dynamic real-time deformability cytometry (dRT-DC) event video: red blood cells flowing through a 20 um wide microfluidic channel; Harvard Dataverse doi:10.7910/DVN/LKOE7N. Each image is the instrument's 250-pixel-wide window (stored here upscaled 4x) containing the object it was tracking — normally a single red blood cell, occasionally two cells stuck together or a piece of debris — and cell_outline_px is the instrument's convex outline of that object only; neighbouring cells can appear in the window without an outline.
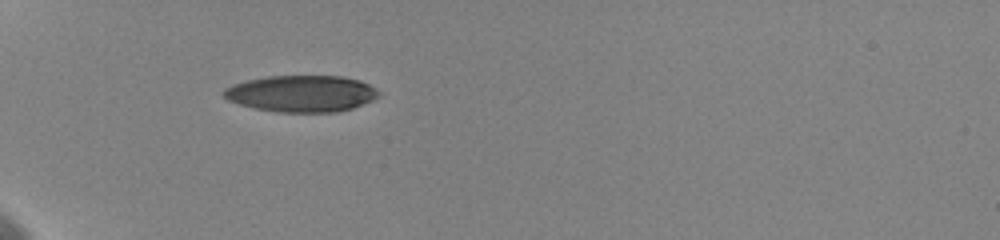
{"species": "human", "species_latin": "Homo sapiens", "temperature_condition": "cold", "stored_images_in_passage": 28, "camera_frame_rate_fps": 3000, "um_per_image_px": 0.085, "donor": {"sex": "female"}, "frame": {"image": 1, "passage_image": 1, "time_ms": 0.0, "image_size_px": [1000, 240], "cell_outline_px": [[380, 96], [372, 100], [352, 108], [336, 112], [276, 112], [256, 108], [240, 104], [228, 100], [220, 92], [224, 88], [232, 84], [248, 80], [268, 76], [344, 76], [360, 80], [376, 88], [380, 92]], "centroid_in_image_um": [25.63, 7.95], "position_along_channel_um": 59.4, "area_um2": 33.12}}
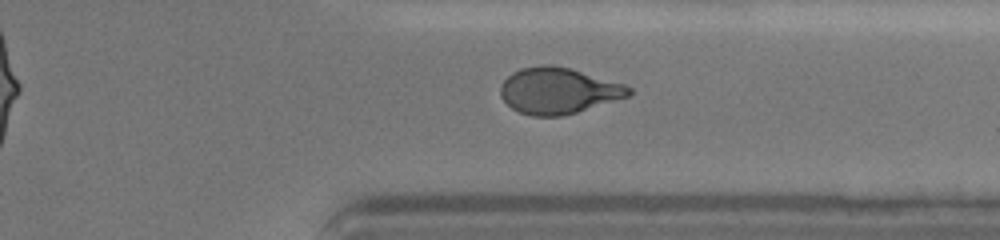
{"frame": {"image": 2, "passage_image": 20, "time_ms": 9.0, "image_size_px": [1000, 240], "cell_outline_px": [[632, 92], [628, 96], [576, 112], [560, 116], [532, 116], [520, 112], [512, 108], [500, 96], [500, 88], [504, 80], [512, 72], [520, 68], [540, 64], [548, 64], [568, 68], [624, 84], [632, 88]], "centroid_in_image_um": [47.42, 7.7], "position_along_channel_um": 364.0, "area_um2": 34.16}, "authors_computed_cell_mechanics": {"area_um2": 34.9979, "velocity_mm_per_s": 3.6148, "shape_relaxation_time_tau1_ms": 4.8629, "shape_relaxation_time_tau2_ms": 2.4359, "deformation_change_tau1": 0.1819, "deformation_change_tau2": 0.0694}}